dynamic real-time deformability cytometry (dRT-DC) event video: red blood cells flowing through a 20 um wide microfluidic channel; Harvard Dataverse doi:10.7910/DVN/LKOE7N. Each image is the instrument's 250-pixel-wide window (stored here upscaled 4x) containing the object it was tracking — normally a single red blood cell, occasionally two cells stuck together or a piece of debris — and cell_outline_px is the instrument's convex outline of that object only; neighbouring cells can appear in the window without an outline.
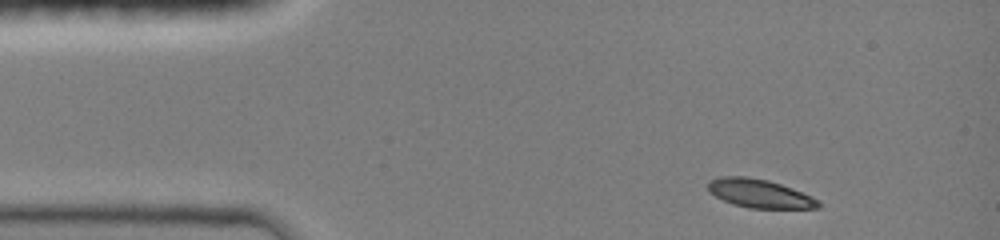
{"species": "common noctule bat (a hibernating species)", "species_latin": "Nyctalus noctula", "temperature_condition": "room temperature", "stored_images_in_passage": 6, "camera_frame_rate_fps": 3000, "um_per_image_px": 0.085, "animal": {"sex": "female", "body_mass_g": 19.0, "forearm_length_mm": 51.5}, "frame": {"image": 1, "passage_image": 1, "time_ms": 0.0, "image_size_px": [1000, 240], "cell_outline_px": [[820, 208], [748, 208], [732, 204], [708, 192], [708, 180], [720, 176], [748, 176], [768, 180], [792, 188], [812, 196], [820, 200]], "centroid_in_image_um": [64.55, 16.44], "position_along_channel_um": 20.4, "area_um2": 18.5}}
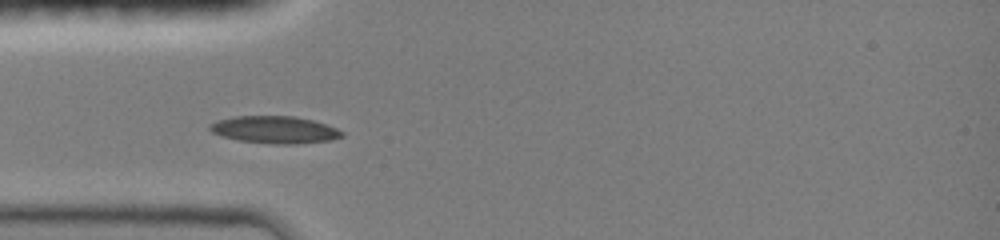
{"frame": {"image": 2, "passage_image": 5, "time_ms": 2.667, "image_size_px": [1000, 240], "cell_outline_px": [[344, 136], [332, 140], [296, 144], [276, 144], [240, 140], [224, 136], [212, 132], [208, 128], [208, 124], [216, 120], [236, 116], [292, 116], [312, 120], [336, 128], [344, 132]], "centroid_in_image_um": [23.35, 11.02], "position_along_channel_um": 61.6, "area_um2": 20.87}}